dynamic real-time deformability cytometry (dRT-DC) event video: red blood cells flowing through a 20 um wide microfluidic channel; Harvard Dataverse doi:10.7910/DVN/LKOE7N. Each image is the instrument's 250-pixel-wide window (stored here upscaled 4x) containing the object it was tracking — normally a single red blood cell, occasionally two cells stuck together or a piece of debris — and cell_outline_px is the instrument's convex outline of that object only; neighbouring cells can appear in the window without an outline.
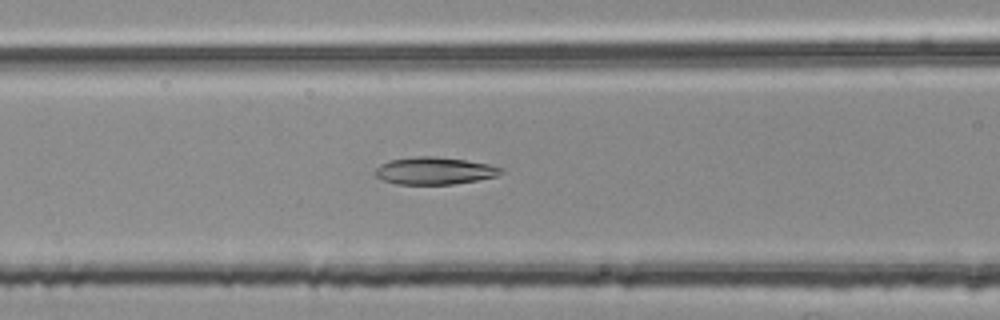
{"species": "common noctule bat (a hibernating species)", "species_latin": "Nyctalus noctula", "temperature_condition": "room temperature", "stored_images_in_passage": 33, "camera_frame_rate_fps": 3000, "um_per_image_px": 0.085, "animal": {"sex": "female", "body_mass_g": 25.1}, "frame": {"image": 1, "passage_image": 7, "time_ms": 2.0, "image_size_px": [1000, 320], "cell_outline_px": [[504, 172], [496, 176], [476, 180], [452, 184], [396, 184], [384, 180], [376, 176], [376, 168], [380, 164], [392, 160], [420, 156], [432, 156], [464, 160], [488, 164], [504, 168]], "centroid_in_image_um": [36.95, 14.52], "position_along_channel_um": 129.6, "area_um2": 19.71}}
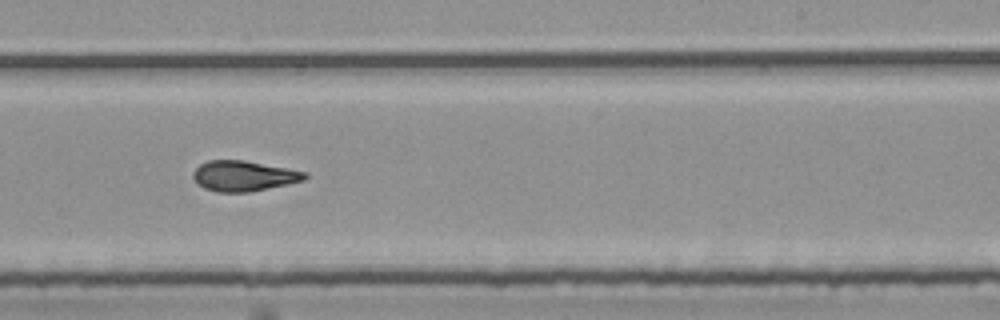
{"frame": {"image": 2, "passage_image": 18, "time_ms": 5.667, "image_size_px": [1000, 320], "cell_outline_px": [[308, 176], [304, 180], [288, 184], [248, 192], [216, 192], [204, 188], [192, 176], [192, 172], [200, 164], [208, 160], [244, 160], [308, 172]], "centroid_in_image_um": [20.72, 14.95], "position_along_channel_um": 268.3, "area_um2": 19.71}}
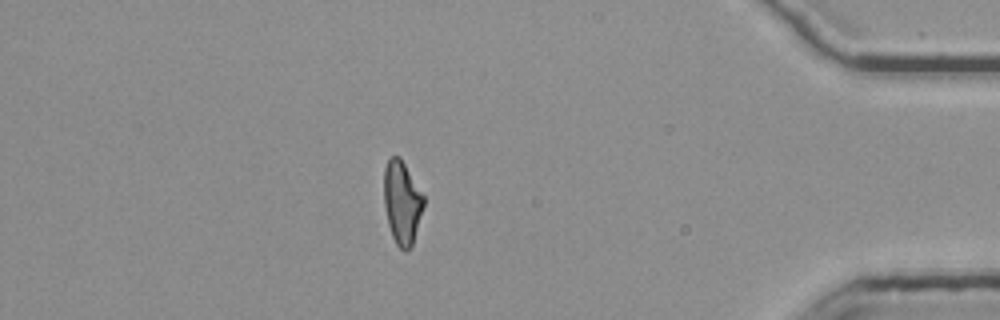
{"frame": {"image": 3, "passage_image": 32, "time_ms": 10.333, "image_size_px": [1000, 320], "cell_outline_px": [[424, 204], [412, 248], [408, 252], [404, 252], [396, 244], [392, 236], [388, 224], [384, 204], [384, 168], [388, 160], [392, 156], [400, 156], [424, 196]], "centroid_in_image_um": [34.17, 17.25], "position_along_channel_um": 401.0, "area_um2": 19.36}}